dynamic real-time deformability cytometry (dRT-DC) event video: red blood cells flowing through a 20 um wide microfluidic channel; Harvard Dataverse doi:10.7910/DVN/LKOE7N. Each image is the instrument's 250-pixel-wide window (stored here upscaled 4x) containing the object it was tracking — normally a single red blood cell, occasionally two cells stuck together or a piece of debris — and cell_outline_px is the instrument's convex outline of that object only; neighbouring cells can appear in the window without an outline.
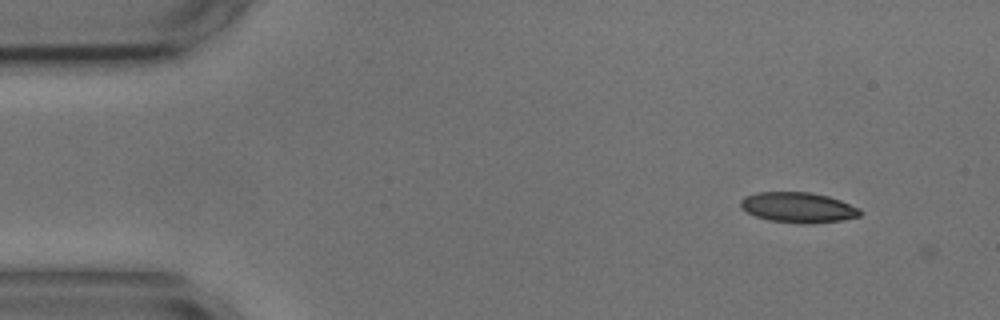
{"species": "common noctule bat (a hibernating species)", "species_latin": "Nyctalus noctula", "temperature_condition": "cold", "stored_images_in_passage": 2, "camera_frame_rate_fps": 3000, "um_per_image_px": 0.085, "animal": {"sex": "male", "body_mass_g": 17.9, "forearm_length_mm": 54.2}, "frame": {"image": 1, "passage_image": 1, "time_ms": 0.0, "image_size_px": [1000, 320], "cell_outline_px": [[864, 212], [860, 216], [840, 220], [808, 224], [800, 224], [768, 220], [756, 216], [740, 208], [740, 200], [744, 196], [756, 192], [808, 192], [828, 196], [840, 200], [860, 208]], "centroid_in_image_um": [67.84, 17.63], "position_along_channel_um": 17.2, "area_um2": 21.27}}